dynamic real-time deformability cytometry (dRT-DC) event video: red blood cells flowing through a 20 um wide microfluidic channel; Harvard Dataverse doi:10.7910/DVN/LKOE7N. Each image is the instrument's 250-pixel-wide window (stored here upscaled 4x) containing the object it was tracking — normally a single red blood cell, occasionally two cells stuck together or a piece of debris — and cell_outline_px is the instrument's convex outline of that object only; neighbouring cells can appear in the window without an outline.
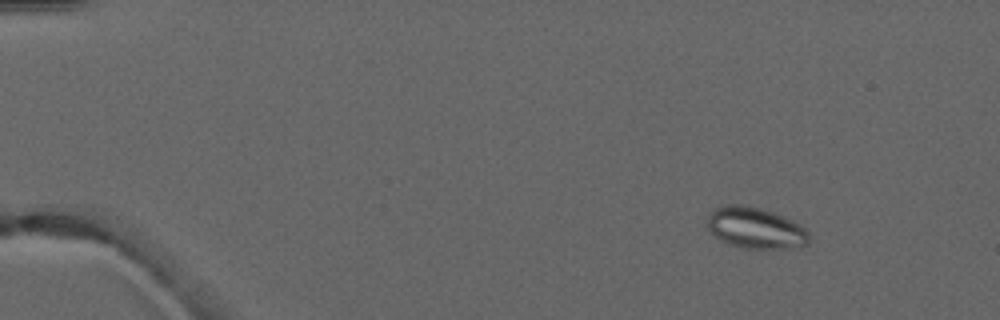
{"species": "common noctule bat (a hibernating species)", "species_latin": "Nyctalus noctula", "temperature_condition": "warm", "stored_images_in_passage": 4, "camera_frame_rate_fps": 3000, "um_per_image_px": 0.085, "animal": {"sex": "male", "forearm_length_mm": 52.5}, "frame": {"image": 1, "passage_image": 1, "time_ms": 0.0, "image_size_px": [1000, 320], "cell_outline_px": [[808, 244], [784, 248], [740, 248], [728, 244], [720, 240], [708, 228], [708, 216], [712, 208], [720, 204], [740, 204], [760, 208], [772, 212], [792, 220], [804, 228], [808, 232]], "centroid_in_image_um": [64.15, 19.36], "position_along_channel_um": 20.9, "area_um2": 24.33}}